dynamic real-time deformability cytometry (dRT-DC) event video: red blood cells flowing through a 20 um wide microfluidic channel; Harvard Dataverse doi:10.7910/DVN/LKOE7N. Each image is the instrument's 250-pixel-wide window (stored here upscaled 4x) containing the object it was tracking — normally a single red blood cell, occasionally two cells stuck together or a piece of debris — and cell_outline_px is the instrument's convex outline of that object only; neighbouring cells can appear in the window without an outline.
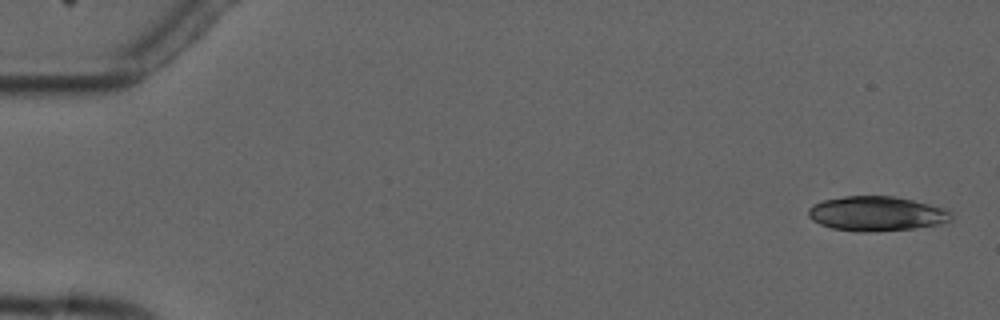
{"species": "common noctule bat (a hibernating species)", "species_latin": "Nyctalus noctula", "temperature_condition": "cold", "stored_images_in_passage": 5, "camera_frame_rate_fps": 3000, "um_per_image_px": 0.085, "animal": {"sex": "male", "forearm_length_mm": 52.5}, "frame": {"image": 1, "passage_image": 1, "time_ms": 0.0, "image_size_px": [1000, 320], "cell_outline_px": [[956, 216], [952, 220], [940, 224], [912, 228], [876, 232], [856, 232], [832, 228], [820, 224], [812, 220], [808, 216], [808, 208], [812, 204], [824, 200], [844, 196], [892, 196], [912, 200], [948, 208]], "centroid_in_image_um": [74.54, 18.16], "position_along_channel_um": 10.5, "area_um2": 29.25}}